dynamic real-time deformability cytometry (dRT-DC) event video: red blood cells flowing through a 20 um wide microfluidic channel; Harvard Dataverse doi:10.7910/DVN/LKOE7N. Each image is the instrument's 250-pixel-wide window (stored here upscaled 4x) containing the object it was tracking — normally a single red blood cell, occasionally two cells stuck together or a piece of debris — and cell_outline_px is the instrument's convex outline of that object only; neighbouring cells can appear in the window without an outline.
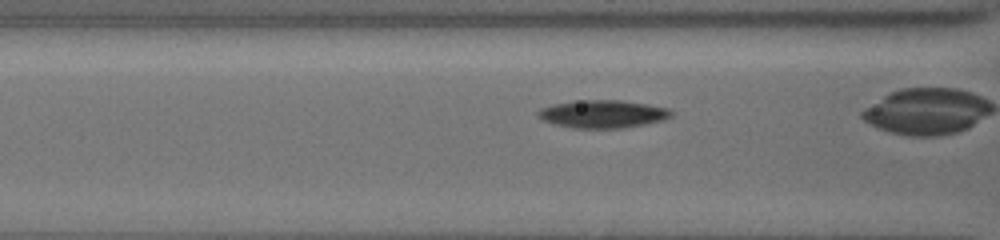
{"species": "common noctule bat (a hibernating species)", "species_latin": "Nyctalus noctula", "temperature_condition": "cold", "stored_images_in_passage": 25, "camera_frame_rate_fps": 3000, "um_per_image_px": 0.085, "animal": {"sex": "female", "body_mass_g": 19.5, "forearm_length_mm": 54.1}, "frame": {"image": 1, "passage_image": 4, "time_ms": 1.0, "image_size_px": [1000, 240], "cell_outline_px": [[676, 112], [672, 116], [664, 120], [644, 124], [620, 128], [576, 128], [556, 124], [544, 120], [536, 116], [536, 112], [540, 108], [552, 104], [572, 100], [624, 100], [648, 104], [668, 108]], "centroid_in_image_um": [51.25, 9.67], "position_along_channel_um": 115.4, "area_um2": 21.85}}